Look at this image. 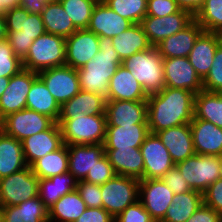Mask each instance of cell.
<instances>
[{"instance_id":"obj_56","label":"cell","mask_w":222,"mask_h":222,"mask_svg":"<svg viewBox=\"0 0 222 222\" xmlns=\"http://www.w3.org/2000/svg\"><path fill=\"white\" fill-rule=\"evenodd\" d=\"M46 3L41 0H19V7L26 9L29 13L41 15Z\"/></svg>"},{"instance_id":"obj_38","label":"cell","mask_w":222,"mask_h":222,"mask_svg":"<svg viewBox=\"0 0 222 222\" xmlns=\"http://www.w3.org/2000/svg\"><path fill=\"white\" fill-rule=\"evenodd\" d=\"M30 167L39 179H48L68 172L67 145L63 144L59 149L39 158Z\"/></svg>"},{"instance_id":"obj_44","label":"cell","mask_w":222,"mask_h":222,"mask_svg":"<svg viewBox=\"0 0 222 222\" xmlns=\"http://www.w3.org/2000/svg\"><path fill=\"white\" fill-rule=\"evenodd\" d=\"M116 175L113 166L109 163L106 155H104L99 162L89 170L84 181L102 185Z\"/></svg>"},{"instance_id":"obj_17","label":"cell","mask_w":222,"mask_h":222,"mask_svg":"<svg viewBox=\"0 0 222 222\" xmlns=\"http://www.w3.org/2000/svg\"><path fill=\"white\" fill-rule=\"evenodd\" d=\"M105 115L107 127L147 124V100H107Z\"/></svg>"},{"instance_id":"obj_57","label":"cell","mask_w":222,"mask_h":222,"mask_svg":"<svg viewBox=\"0 0 222 222\" xmlns=\"http://www.w3.org/2000/svg\"><path fill=\"white\" fill-rule=\"evenodd\" d=\"M7 39L5 17L0 16V41Z\"/></svg>"},{"instance_id":"obj_18","label":"cell","mask_w":222,"mask_h":222,"mask_svg":"<svg viewBox=\"0 0 222 222\" xmlns=\"http://www.w3.org/2000/svg\"><path fill=\"white\" fill-rule=\"evenodd\" d=\"M21 142L27 166H31L36 160L64 144L60 126L56 122L49 129L27 137Z\"/></svg>"},{"instance_id":"obj_58","label":"cell","mask_w":222,"mask_h":222,"mask_svg":"<svg viewBox=\"0 0 222 222\" xmlns=\"http://www.w3.org/2000/svg\"><path fill=\"white\" fill-rule=\"evenodd\" d=\"M1 2L5 10L19 7V0H1Z\"/></svg>"},{"instance_id":"obj_14","label":"cell","mask_w":222,"mask_h":222,"mask_svg":"<svg viewBox=\"0 0 222 222\" xmlns=\"http://www.w3.org/2000/svg\"><path fill=\"white\" fill-rule=\"evenodd\" d=\"M38 73L22 68L10 77L7 89L0 97V121L7 115L26 108V100Z\"/></svg>"},{"instance_id":"obj_6","label":"cell","mask_w":222,"mask_h":222,"mask_svg":"<svg viewBox=\"0 0 222 222\" xmlns=\"http://www.w3.org/2000/svg\"><path fill=\"white\" fill-rule=\"evenodd\" d=\"M102 207L114 218L139 200V179L115 175L101 185Z\"/></svg>"},{"instance_id":"obj_13","label":"cell","mask_w":222,"mask_h":222,"mask_svg":"<svg viewBox=\"0 0 222 222\" xmlns=\"http://www.w3.org/2000/svg\"><path fill=\"white\" fill-rule=\"evenodd\" d=\"M165 87L186 89L197 94L203 90V80L188 57L163 58Z\"/></svg>"},{"instance_id":"obj_35","label":"cell","mask_w":222,"mask_h":222,"mask_svg":"<svg viewBox=\"0 0 222 222\" xmlns=\"http://www.w3.org/2000/svg\"><path fill=\"white\" fill-rule=\"evenodd\" d=\"M202 204L203 195L199 191L174 194L172 203L161 222H186Z\"/></svg>"},{"instance_id":"obj_47","label":"cell","mask_w":222,"mask_h":222,"mask_svg":"<svg viewBox=\"0 0 222 222\" xmlns=\"http://www.w3.org/2000/svg\"><path fill=\"white\" fill-rule=\"evenodd\" d=\"M7 40L14 52L21 61L26 57L33 39L26 34H19V31H7Z\"/></svg>"},{"instance_id":"obj_29","label":"cell","mask_w":222,"mask_h":222,"mask_svg":"<svg viewBox=\"0 0 222 222\" xmlns=\"http://www.w3.org/2000/svg\"><path fill=\"white\" fill-rule=\"evenodd\" d=\"M26 167L22 142L0 130V179Z\"/></svg>"},{"instance_id":"obj_62","label":"cell","mask_w":222,"mask_h":222,"mask_svg":"<svg viewBox=\"0 0 222 222\" xmlns=\"http://www.w3.org/2000/svg\"><path fill=\"white\" fill-rule=\"evenodd\" d=\"M0 222H3L2 207L0 206Z\"/></svg>"},{"instance_id":"obj_48","label":"cell","mask_w":222,"mask_h":222,"mask_svg":"<svg viewBox=\"0 0 222 222\" xmlns=\"http://www.w3.org/2000/svg\"><path fill=\"white\" fill-rule=\"evenodd\" d=\"M22 27L19 34H26L32 37L33 40L45 33L42 16L29 13L26 9H24V23Z\"/></svg>"},{"instance_id":"obj_20","label":"cell","mask_w":222,"mask_h":222,"mask_svg":"<svg viewBox=\"0 0 222 222\" xmlns=\"http://www.w3.org/2000/svg\"><path fill=\"white\" fill-rule=\"evenodd\" d=\"M175 164L195 154L190 124L174 126L155 133Z\"/></svg>"},{"instance_id":"obj_25","label":"cell","mask_w":222,"mask_h":222,"mask_svg":"<svg viewBox=\"0 0 222 222\" xmlns=\"http://www.w3.org/2000/svg\"><path fill=\"white\" fill-rule=\"evenodd\" d=\"M147 98L131 71L120 65L109 81V100L144 101Z\"/></svg>"},{"instance_id":"obj_40","label":"cell","mask_w":222,"mask_h":222,"mask_svg":"<svg viewBox=\"0 0 222 222\" xmlns=\"http://www.w3.org/2000/svg\"><path fill=\"white\" fill-rule=\"evenodd\" d=\"M194 18L204 31L222 34V0H206Z\"/></svg>"},{"instance_id":"obj_15","label":"cell","mask_w":222,"mask_h":222,"mask_svg":"<svg viewBox=\"0 0 222 222\" xmlns=\"http://www.w3.org/2000/svg\"><path fill=\"white\" fill-rule=\"evenodd\" d=\"M140 151L144 160V179H161L175 166L167 148L156 134L150 133Z\"/></svg>"},{"instance_id":"obj_11","label":"cell","mask_w":222,"mask_h":222,"mask_svg":"<svg viewBox=\"0 0 222 222\" xmlns=\"http://www.w3.org/2000/svg\"><path fill=\"white\" fill-rule=\"evenodd\" d=\"M194 19L190 12L180 9L178 12L164 17L145 16L140 25L150 44L155 47L165 38L184 29Z\"/></svg>"},{"instance_id":"obj_1","label":"cell","mask_w":222,"mask_h":222,"mask_svg":"<svg viewBox=\"0 0 222 222\" xmlns=\"http://www.w3.org/2000/svg\"><path fill=\"white\" fill-rule=\"evenodd\" d=\"M194 97L192 91L170 87L148 95L147 124L150 133L190 123L194 118Z\"/></svg>"},{"instance_id":"obj_32","label":"cell","mask_w":222,"mask_h":222,"mask_svg":"<svg viewBox=\"0 0 222 222\" xmlns=\"http://www.w3.org/2000/svg\"><path fill=\"white\" fill-rule=\"evenodd\" d=\"M113 47L123 61L131 55L153 47L140 23L131 25L124 32L112 38Z\"/></svg>"},{"instance_id":"obj_8","label":"cell","mask_w":222,"mask_h":222,"mask_svg":"<svg viewBox=\"0 0 222 222\" xmlns=\"http://www.w3.org/2000/svg\"><path fill=\"white\" fill-rule=\"evenodd\" d=\"M39 178L30 166L0 179V206H15L38 196Z\"/></svg>"},{"instance_id":"obj_22","label":"cell","mask_w":222,"mask_h":222,"mask_svg":"<svg viewBox=\"0 0 222 222\" xmlns=\"http://www.w3.org/2000/svg\"><path fill=\"white\" fill-rule=\"evenodd\" d=\"M68 171L78 180H84L105 155L104 144L67 145Z\"/></svg>"},{"instance_id":"obj_31","label":"cell","mask_w":222,"mask_h":222,"mask_svg":"<svg viewBox=\"0 0 222 222\" xmlns=\"http://www.w3.org/2000/svg\"><path fill=\"white\" fill-rule=\"evenodd\" d=\"M77 184L78 180L69 171L48 179H39L38 196L49 209L63 195L76 190Z\"/></svg>"},{"instance_id":"obj_3","label":"cell","mask_w":222,"mask_h":222,"mask_svg":"<svg viewBox=\"0 0 222 222\" xmlns=\"http://www.w3.org/2000/svg\"><path fill=\"white\" fill-rule=\"evenodd\" d=\"M122 65L131 71L147 95L165 87L163 58L156 47L131 55L122 61Z\"/></svg>"},{"instance_id":"obj_7","label":"cell","mask_w":222,"mask_h":222,"mask_svg":"<svg viewBox=\"0 0 222 222\" xmlns=\"http://www.w3.org/2000/svg\"><path fill=\"white\" fill-rule=\"evenodd\" d=\"M220 156L194 154L175 166L192 190L203 193L220 179Z\"/></svg>"},{"instance_id":"obj_42","label":"cell","mask_w":222,"mask_h":222,"mask_svg":"<svg viewBox=\"0 0 222 222\" xmlns=\"http://www.w3.org/2000/svg\"><path fill=\"white\" fill-rule=\"evenodd\" d=\"M203 91L222 93V42L216 49L209 73L203 79Z\"/></svg>"},{"instance_id":"obj_45","label":"cell","mask_w":222,"mask_h":222,"mask_svg":"<svg viewBox=\"0 0 222 222\" xmlns=\"http://www.w3.org/2000/svg\"><path fill=\"white\" fill-rule=\"evenodd\" d=\"M88 208H102L101 185L78 181L76 189Z\"/></svg>"},{"instance_id":"obj_28","label":"cell","mask_w":222,"mask_h":222,"mask_svg":"<svg viewBox=\"0 0 222 222\" xmlns=\"http://www.w3.org/2000/svg\"><path fill=\"white\" fill-rule=\"evenodd\" d=\"M106 99L98 94L81 90L73 98L60 106L58 120L71 119L79 114L102 115L105 114Z\"/></svg>"},{"instance_id":"obj_41","label":"cell","mask_w":222,"mask_h":222,"mask_svg":"<svg viewBox=\"0 0 222 222\" xmlns=\"http://www.w3.org/2000/svg\"><path fill=\"white\" fill-rule=\"evenodd\" d=\"M106 5L121 17L133 24L140 23L146 16L147 0H103Z\"/></svg>"},{"instance_id":"obj_5","label":"cell","mask_w":222,"mask_h":222,"mask_svg":"<svg viewBox=\"0 0 222 222\" xmlns=\"http://www.w3.org/2000/svg\"><path fill=\"white\" fill-rule=\"evenodd\" d=\"M66 38L44 33L35 39L26 57L22 60L24 69L34 72L64 66L66 61Z\"/></svg>"},{"instance_id":"obj_59","label":"cell","mask_w":222,"mask_h":222,"mask_svg":"<svg viewBox=\"0 0 222 222\" xmlns=\"http://www.w3.org/2000/svg\"><path fill=\"white\" fill-rule=\"evenodd\" d=\"M10 78L0 77V97L3 95L4 91L7 89Z\"/></svg>"},{"instance_id":"obj_51","label":"cell","mask_w":222,"mask_h":222,"mask_svg":"<svg viewBox=\"0 0 222 222\" xmlns=\"http://www.w3.org/2000/svg\"><path fill=\"white\" fill-rule=\"evenodd\" d=\"M164 183L173 191L174 194L192 191L189 184L182 177L179 169L174 166L161 178Z\"/></svg>"},{"instance_id":"obj_55","label":"cell","mask_w":222,"mask_h":222,"mask_svg":"<svg viewBox=\"0 0 222 222\" xmlns=\"http://www.w3.org/2000/svg\"><path fill=\"white\" fill-rule=\"evenodd\" d=\"M176 2L180 9L190 12L195 17L206 0H176Z\"/></svg>"},{"instance_id":"obj_49","label":"cell","mask_w":222,"mask_h":222,"mask_svg":"<svg viewBox=\"0 0 222 222\" xmlns=\"http://www.w3.org/2000/svg\"><path fill=\"white\" fill-rule=\"evenodd\" d=\"M179 10L176 0H147L146 16L164 17Z\"/></svg>"},{"instance_id":"obj_19","label":"cell","mask_w":222,"mask_h":222,"mask_svg":"<svg viewBox=\"0 0 222 222\" xmlns=\"http://www.w3.org/2000/svg\"><path fill=\"white\" fill-rule=\"evenodd\" d=\"M133 23L110 9L104 1H98L94 7L87 30L99 37L113 38L124 32Z\"/></svg>"},{"instance_id":"obj_16","label":"cell","mask_w":222,"mask_h":222,"mask_svg":"<svg viewBox=\"0 0 222 222\" xmlns=\"http://www.w3.org/2000/svg\"><path fill=\"white\" fill-rule=\"evenodd\" d=\"M99 36L87 29L76 30L66 38L65 65L82 68L99 52Z\"/></svg>"},{"instance_id":"obj_39","label":"cell","mask_w":222,"mask_h":222,"mask_svg":"<svg viewBox=\"0 0 222 222\" xmlns=\"http://www.w3.org/2000/svg\"><path fill=\"white\" fill-rule=\"evenodd\" d=\"M77 30L87 29L97 0H59Z\"/></svg>"},{"instance_id":"obj_4","label":"cell","mask_w":222,"mask_h":222,"mask_svg":"<svg viewBox=\"0 0 222 222\" xmlns=\"http://www.w3.org/2000/svg\"><path fill=\"white\" fill-rule=\"evenodd\" d=\"M65 145L103 144L106 136V115L79 114L67 120H58Z\"/></svg>"},{"instance_id":"obj_33","label":"cell","mask_w":222,"mask_h":222,"mask_svg":"<svg viewBox=\"0 0 222 222\" xmlns=\"http://www.w3.org/2000/svg\"><path fill=\"white\" fill-rule=\"evenodd\" d=\"M26 108L49 116L56 123L60 115V105L39 77L33 81L30 87L26 100Z\"/></svg>"},{"instance_id":"obj_43","label":"cell","mask_w":222,"mask_h":222,"mask_svg":"<svg viewBox=\"0 0 222 222\" xmlns=\"http://www.w3.org/2000/svg\"><path fill=\"white\" fill-rule=\"evenodd\" d=\"M22 68V61L14 55L8 40L0 41V77L10 78Z\"/></svg>"},{"instance_id":"obj_60","label":"cell","mask_w":222,"mask_h":222,"mask_svg":"<svg viewBox=\"0 0 222 222\" xmlns=\"http://www.w3.org/2000/svg\"><path fill=\"white\" fill-rule=\"evenodd\" d=\"M5 11H6V10L3 8L2 2H1V0H0V16H4Z\"/></svg>"},{"instance_id":"obj_24","label":"cell","mask_w":222,"mask_h":222,"mask_svg":"<svg viewBox=\"0 0 222 222\" xmlns=\"http://www.w3.org/2000/svg\"><path fill=\"white\" fill-rule=\"evenodd\" d=\"M221 42L222 34L206 31L196 39L188 59L202 80L209 73L216 49Z\"/></svg>"},{"instance_id":"obj_36","label":"cell","mask_w":222,"mask_h":222,"mask_svg":"<svg viewBox=\"0 0 222 222\" xmlns=\"http://www.w3.org/2000/svg\"><path fill=\"white\" fill-rule=\"evenodd\" d=\"M41 16L46 33L67 38L77 30L60 2L46 4Z\"/></svg>"},{"instance_id":"obj_12","label":"cell","mask_w":222,"mask_h":222,"mask_svg":"<svg viewBox=\"0 0 222 222\" xmlns=\"http://www.w3.org/2000/svg\"><path fill=\"white\" fill-rule=\"evenodd\" d=\"M173 195V191L162 179L139 180V200L154 221L164 218Z\"/></svg>"},{"instance_id":"obj_27","label":"cell","mask_w":222,"mask_h":222,"mask_svg":"<svg viewBox=\"0 0 222 222\" xmlns=\"http://www.w3.org/2000/svg\"><path fill=\"white\" fill-rule=\"evenodd\" d=\"M149 134L148 124L107 127L104 149L140 148Z\"/></svg>"},{"instance_id":"obj_52","label":"cell","mask_w":222,"mask_h":222,"mask_svg":"<svg viewBox=\"0 0 222 222\" xmlns=\"http://www.w3.org/2000/svg\"><path fill=\"white\" fill-rule=\"evenodd\" d=\"M114 217L102 208H86L83 214L74 222H114Z\"/></svg>"},{"instance_id":"obj_61","label":"cell","mask_w":222,"mask_h":222,"mask_svg":"<svg viewBox=\"0 0 222 222\" xmlns=\"http://www.w3.org/2000/svg\"><path fill=\"white\" fill-rule=\"evenodd\" d=\"M41 1H43L46 4L54 3V2H59V0H41Z\"/></svg>"},{"instance_id":"obj_34","label":"cell","mask_w":222,"mask_h":222,"mask_svg":"<svg viewBox=\"0 0 222 222\" xmlns=\"http://www.w3.org/2000/svg\"><path fill=\"white\" fill-rule=\"evenodd\" d=\"M86 204L77 190L63 195L48 209L49 222H74L86 210Z\"/></svg>"},{"instance_id":"obj_10","label":"cell","mask_w":222,"mask_h":222,"mask_svg":"<svg viewBox=\"0 0 222 222\" xmlns=\"http://www.w3.org/2000/svg\"><path fill=\"white\" fill-rule=\"evenodd\" d=\"M38 77L60 106L81 91L77 70L67 65L42 70Z\"/></svg>"},{"instance_id":"obj_37","label":"cell","mask_w":222,"mask_h":222,"mask_svg":"<svg viewBox=\"0 0 222 222\" xmlns=\"http://www.w3.org/2000/svg\"><path fill=\"white\" fill-rule=\"evenodd\" d=\"M194 118L209 121L222 129V93L202 90L195 94Z\"/></svg>"},{"instance_id":"obj_23","label":"cell","mask_w":222,"mask_h":222,"mask_svg":"<svg viewBox=\"0 0 222 222\" xmlns=\"http://www.w3.org/2000/svg\"><path fill=\"white\" fill-rule=\"evenodd\" d=\"M203 31L201 25L194 19L184 29L165 38L155 47L162 58L188 57L196 39Z\"/></svg>"},{"instance_id":"obj_63","label":"cell","mask_w":222,"mask_h":222,"mask_svg":"<svg viewBox=\"0 0 222 222\" xmlns=\"http://www.w3.org/2000/svg\"><path fill=\"white\" fill-rule=\"evenodd\" d=\"M220 179H222V157L220 162Z\"/></svg>"},{"instance_id":"obj_46","label":"cell","mask_w":222,"mask_h":222,"mask_svg":"<svg viewBox=\"0 0 222 222\" xmlns=\"http://www.w3.org/2000/svg\"><path fill=\"white\" fill-rule=\"evenodd\" d=\"M150 214L145 210L140 200L129 205L120 213L114 222H153Z\"/></svg>"},{"instance_id":"obj_54","label":"cell","mask_w":222,"mask_h":222,"mask_svg":"<svg viewBox=\"0 0 222 222\" xmlns=\"http://www.w3.org/2000/svg\"><path fill=\"white\" fill-rule=\"evenodd\" d=\"M186 222H221V214L202 204Z\"/></svg>"},{"instance_id":"obj_9","label":"cell","mask_w":222,"mask_h":222,"mask_svg":"<svg viewBox=\"0 0 222 222\" xmlns=\"http://www.w3.org/2000/svg\"><path fill=\"white\" fill-rule=\"evenodd\" d=\"M55 121L44 114L27 108L11 113L0 121V130L22 141L27 137L49 129Z\"/></svg>"},{"instance_id":"obj_53","label":"cell","mask_w":222,"mask_h":222,"mask_svg":"<svg viewBox=\"0 0 222 222\" xmlns=\"http://www.w3.org/2000/svg\"><path fill=\"white\" fill-rule=\"evenodd\" d=\"M6 31H20L24 23V9L15 7L5 11Z\"/></svg>"},{"instance_id":"obj_26","label":"cell","mask_w":222,"mask_h":222,"mask_svg":"<svg viewBox=\"0 0 222 222\" xmlns=\"http://www.w3.org/2000/svg\"><path fill=\"white\" fill-rule=\"evenodd\" d=\"M117 175L144 179V160L140 148L105 149Z\"/></svg>"},{"instance_id":"obj_21","label":"cell","mask_w":222,"mask_h":222,"mask_svg":"<svg viewBox=\"0 0 222 222\" xmlns=\"http://www.w3.org/2000/svg\"><path fill=\"white\" fill-rule=\"evenodd\" d=\"M189 124L195 154L222 157V129L198 118H193Z\"/></svg>"},{"instance_id":"obj_2","label":"cell","mask_w":222,"mask_h":222,"mask_svg":"<svg viewBox=\"0 0 222 222\" xmlns=\"http://www.w3.org/2000/svg\"><path fill=\"white\" fill-rule=\"evenodd\" d=\"M99 52L77 70L80 89L109 100V81L122 60L113 47L112 38L99 37Z\"/></svg>"},{"instance_id":"obj_50","label":"cell","mask_w":222,"mask_h":222,"mask_svg":"<svg viewBox=\"0 0 222 222\" xmlns=\"http://www.w3.org/2000/svg\"><path fill=\"white\" fill-rule=\"evenodd\" d=\"M202 195L203 204L222 214V179H217Z\"/></svg>"},{"instance_id":"obj_30","label":"cell","mask_w":222,"mask_h":222,"mask_svg":"<svg viewBox=\"0 0 222 222\" xmlns=\"http://www.w3.org/2000/svg\"><path fill=\"white\" fill-rule=\"evenodd\" d=\"M3 222H49L48 208L39 196L15 206L2 207Z\"/></svg>"}]
</instances>
